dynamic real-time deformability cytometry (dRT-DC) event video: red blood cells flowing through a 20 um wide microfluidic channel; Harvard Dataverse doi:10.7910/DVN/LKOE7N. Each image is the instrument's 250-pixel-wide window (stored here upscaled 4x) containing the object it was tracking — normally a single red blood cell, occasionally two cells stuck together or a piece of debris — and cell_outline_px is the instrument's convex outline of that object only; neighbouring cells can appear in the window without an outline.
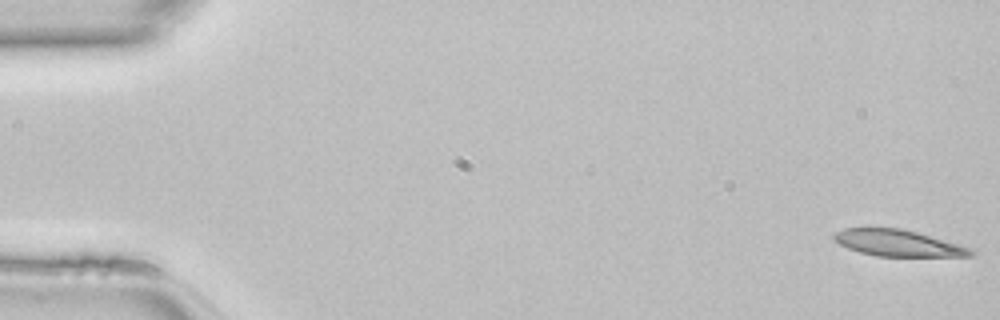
{"species": "common noctule bat (a hibernating species)", "species_latin": "Nyctalus noctula", "temperature_condition": "room temperature", "stored_images_in_passage": 48, "camera_frame_rate_fps": 3000, "um_per_image_px": 0.085, "animal": {"sex": "female", "body_mass_g": 22.7, "forearm_length_mm": 54.2}, "frame": {"image": 1, "passage_image": 1, "time_ms": 0.0, "image_size_px": [1000, 320], "cell_outline_px": [[976, 252], [972, 256], [876, 256], [860, 252], [848, 248], [840, 244], [832, 236], [836, 232], [844, 228], [900, 228], [916, 232], [972, 248]], "centroid_in_image_um": [76.34, 20.66], "position_along_channel_um": 8.7, "area_um2": 20.81}}
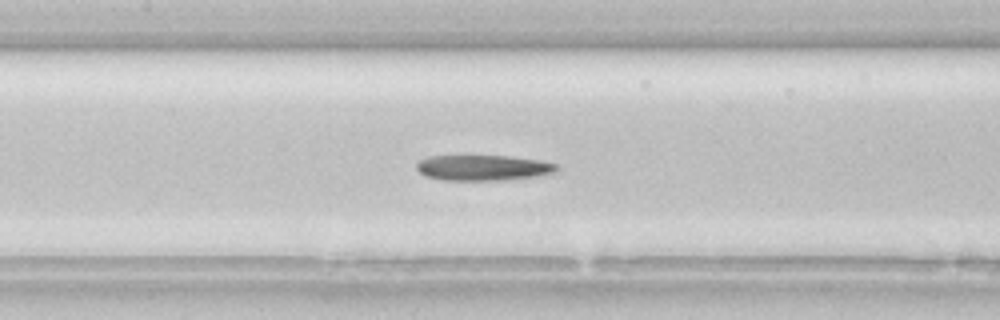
{"frame": {"image": 2, "passage_image": 22, "time_ms": 7.0, "image_size_px": [1000, 320], "cell_outline_px": [[560, 168], [556, 172], [544, 176], [504, 180], [444, 180], [424, 176], [416, 168], [416, 164], [420, 160], [428, 156], [512, 156], [540, 160], [560, 164]], "centroid_in_image_um": [41.15, 14.26], "position_along_channel_um": 166.2, "area_um2": 21.27}}
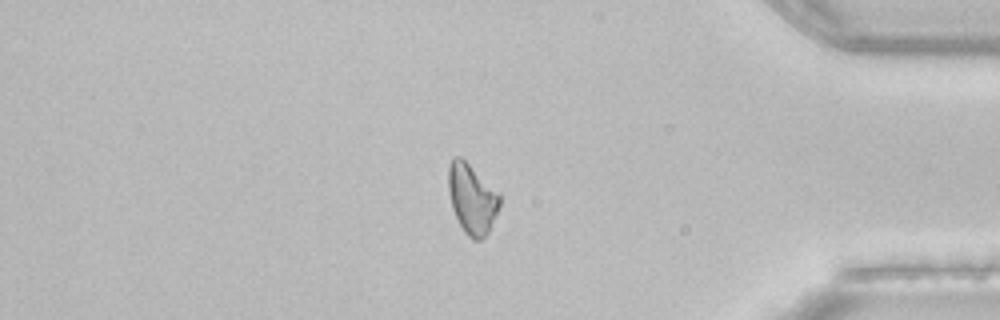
{"frame": {"image": 3, "passage_image": 40, "time_ms": 13.0, "image_size_px": [1000, 320], "cell_outline_px": [[500, 204], [496, 216], [488, 232], [480, 240], [472, 240], [464, 232], [452, 208], [448, 192], [448, 164], [452, 156], [460, 156], [500, 192]], "centroid_in_image_um": [40.11, 16.87], "position_along_channel_um": 395.1, "area_um2": 21.1}}